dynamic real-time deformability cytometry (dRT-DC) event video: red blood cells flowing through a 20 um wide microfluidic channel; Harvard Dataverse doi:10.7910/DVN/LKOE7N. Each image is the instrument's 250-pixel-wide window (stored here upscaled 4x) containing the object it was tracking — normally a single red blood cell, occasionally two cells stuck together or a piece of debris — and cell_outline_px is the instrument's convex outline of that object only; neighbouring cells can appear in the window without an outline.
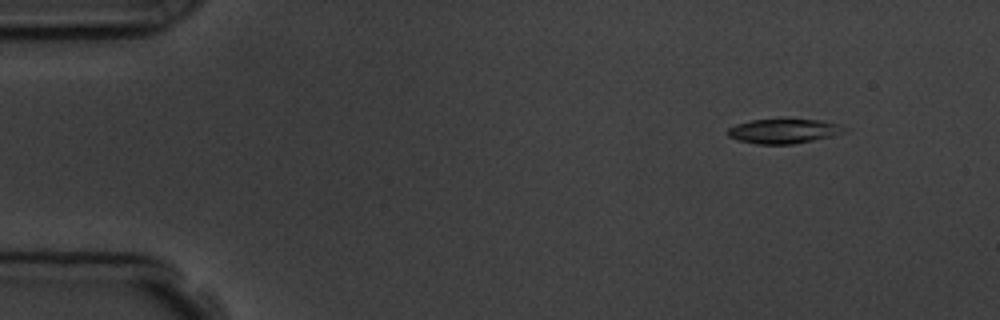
{"species": "common noctule bat (a hibernating species)", "species_latin": "Nyctalus noctula", "temperature_condition": "room temperature", "stored_images_in_passage": 8, "camera_frame_rate_fps": 3000, "um_per_image_px": 0.085, "animal": {"sex": "male", "body_mass_g": 19.5, "forearm_length_mm": 54.6}, "frame": {"image": 1, "passage_image": 2, "time_ms": 1.0, "image_size_px": [1000, 320], "cell_outline_px": [[848, 128], [844, 132], [832, 136], [792, 144], [756, 144], [736, 140], [728, 136], [728, 128], [736, 124], [752, 120], [784, 116], [820, 120], [836, 124]], "centroid_in_image_um": [66.59, 11.1], "position_along_channel_um": 18.4, "area_um2": 17.4}}
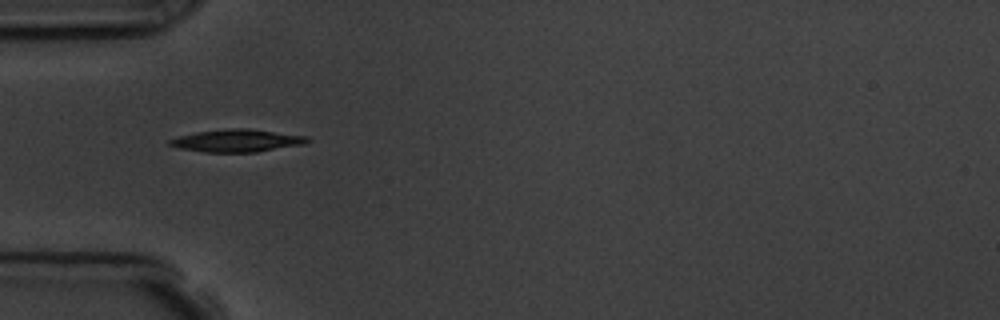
{"frame": {"image": 2, "passage_image": 5, "time_ms": 4.667, "image_size_px": [1000, 320], "cell_outline_px": [[312, 140], [304, 144], [256, 152], [204, 152], [180, 148], [168, 144], [168, 140], [180, 136], [196, 132], [228, 128], [248, 128], [308, 136]], "centroid_in_image_um": [20.18, 11.95], "position_along_channel_um": 64.8, "area_um2": 18.09}}